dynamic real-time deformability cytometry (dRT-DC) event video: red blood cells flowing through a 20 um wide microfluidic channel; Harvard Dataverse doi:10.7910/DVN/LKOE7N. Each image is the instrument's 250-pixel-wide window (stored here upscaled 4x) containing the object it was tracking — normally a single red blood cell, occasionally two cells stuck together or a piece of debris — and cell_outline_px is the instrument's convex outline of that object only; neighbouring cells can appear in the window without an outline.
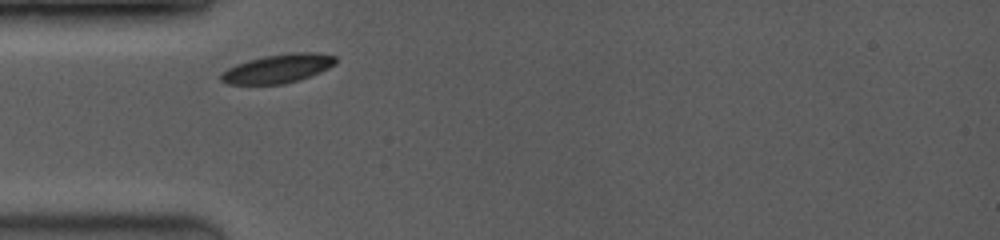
{"species": "common noctule bat (a hibernating species)", "species_latin": "Nyctalus noctula", "temperature_condition": "room temperature", "stored_images_in_passage": 2, "camera_frame_rate_fps": 3500, "um_per_image_px": 0.085, "animal": {"sex": "female", "body_mass_g": 19.0, "forearm_length_mm": 53.3}, "frame": {"image": 1, "passage_image": 1, "time_ms": 0.0, "image_size_px": [1000, 240], "cell_outline_px": [[336, 64], [320, 72], [284, 84], [228, 84], [220, 80], [220, 72], [236, 64], [248, 60], [264, 56], [288, 52], [316, 52], [336, 56]], "centroid_in_image_um": [23.6, 5.81], "position_along_channel_um": 61.4, "area_um2": 19.25}}